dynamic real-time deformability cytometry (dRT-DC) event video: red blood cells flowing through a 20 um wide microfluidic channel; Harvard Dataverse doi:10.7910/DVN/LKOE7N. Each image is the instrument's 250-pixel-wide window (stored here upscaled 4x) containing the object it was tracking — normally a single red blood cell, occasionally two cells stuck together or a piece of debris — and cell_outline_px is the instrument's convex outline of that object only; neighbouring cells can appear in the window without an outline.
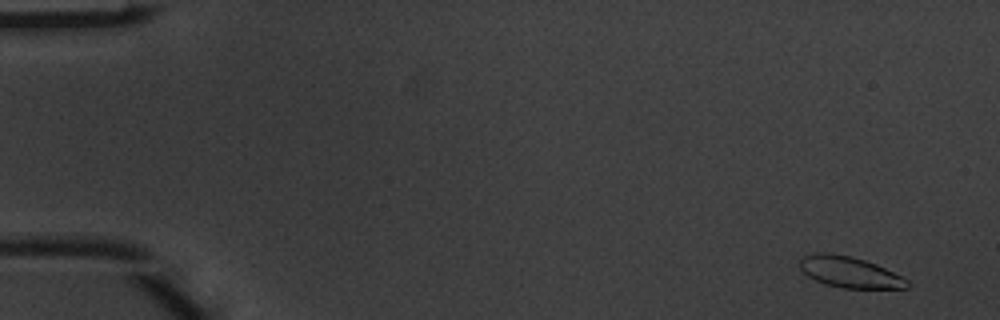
{"species": "common noctule bat (a hibernating species)", "species_latin": "Nyctalus noctula", "temperature_condition": "warm", "stored_images_in_passage": 7, "camera_frame_rate_fps": 3000, "um_per_image_px": 0.085, "animal": {"sex": "male", "body_mass_g": 20.1, "forearm_length_mm": 53.5}, "frame": {"image": 1, "passage_image": 1, "time_ms": 0.0, "image_size_px": [1000, 320], "cell_outline_px": [[908, 288], [844, 288], [824, 284], [808, 276], [800, 268], [800, 260], [804, 256], [816, 252], [828, 252], [848, 256], [864, 260], [876, 264], [908, 280]], "centroid_in_image_um": [72.18, 23.13], "position_along_channel_um": 12.8, "area_um2": 19.13}}
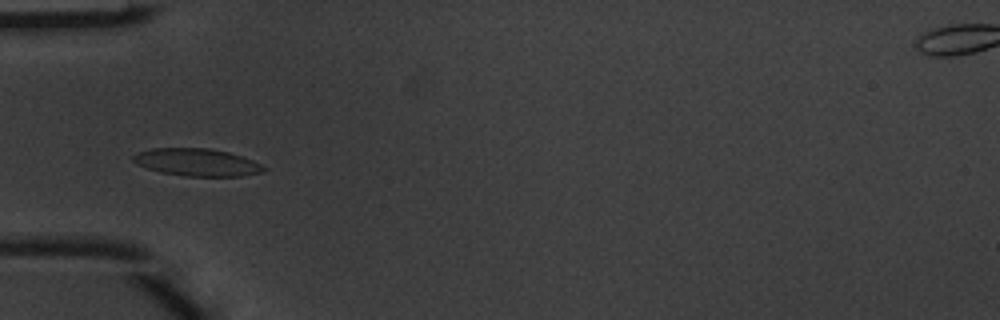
{"frame": {"image": 2, "passage_image": 5, "time_ms": 1.333, "image_size_px": [1000, 320], "cell_outline_px": [[268, 168], [264, 172], [240, 176], [184, 176], [160, 172], [148, 168], [132, 160], [132, 156], [140, 152], [152, 148], [212, 148], [228, 152], [252, 160]], "centroid_in_image_um": [16.78, 13.79], "position_along_channel_um": 68.2, "area_um2": 20.75}}
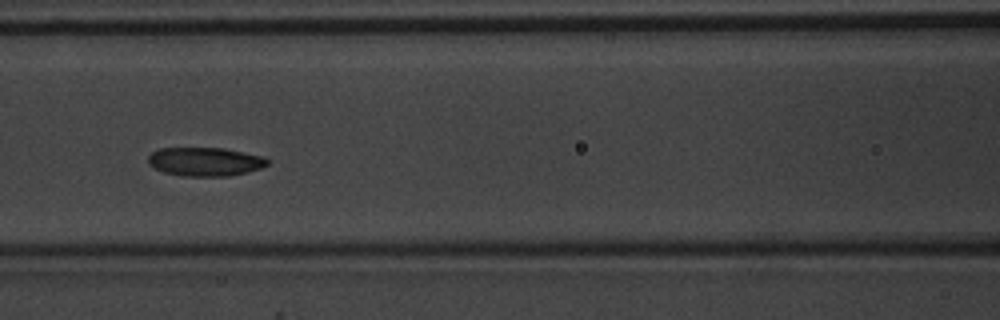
{"frame": {"image": 3, "passage_image": 7, "time_ms": 2.0, "image_size_px": [1000, 320], "cell_outline_px": [[268, 164], [260, 168], [248, 172], [228, 176], [180, 176], [164, 172], [148, 164], [148, 156], [152, 152], [160, 148], [224, 148], [264, 156], [268, 160]], "centroid_in_image_um": [17.43, 13.74], "position_along_channel_um": 149.2, "area_um2": 20.0}}